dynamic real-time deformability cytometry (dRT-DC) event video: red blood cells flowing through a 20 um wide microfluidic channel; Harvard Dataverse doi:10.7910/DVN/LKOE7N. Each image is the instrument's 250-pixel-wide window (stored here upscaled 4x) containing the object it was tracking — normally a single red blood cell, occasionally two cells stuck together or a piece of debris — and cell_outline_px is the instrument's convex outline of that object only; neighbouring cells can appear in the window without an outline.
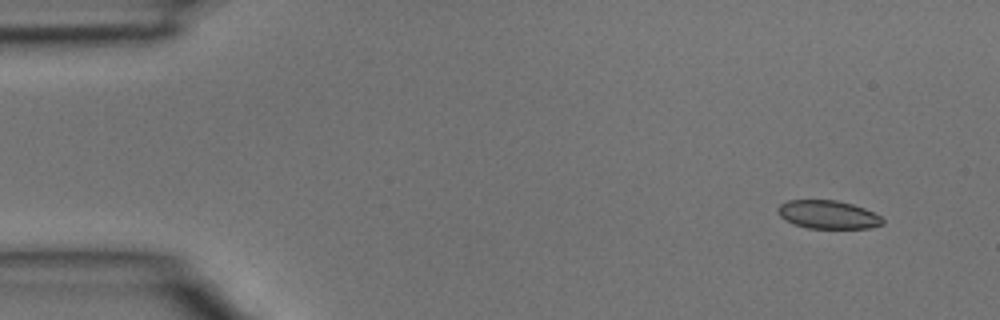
{"species": "common noctule bat (a hibernating species)", "species_latin": "Nyctalus noctula", "temperature_condition": "room temperature", "stored_images_in_passage": 4, "camera_frame_rate_fps": 3000, "um_per_image_px": 0.085, "animal": {"sex": "male", "body_mass_g": 15.6}, "frame": {"image": 1, "passage_image": 1, "time_ms": 0.0, "image_size_px": [1000, 320], "cell_outline_px": [[884, 224], [872, 228], [808, 228], [784, 220], [780, 216], [776, 208], [780, 204], [788, 200], [836, 200], [852, 204], [864, 208], [880, 216], [884, 220]], "centroid_in_image_um": [70.38, 18.24], "position_along_channel_um": 14.6, "area_um2": 17.28}}
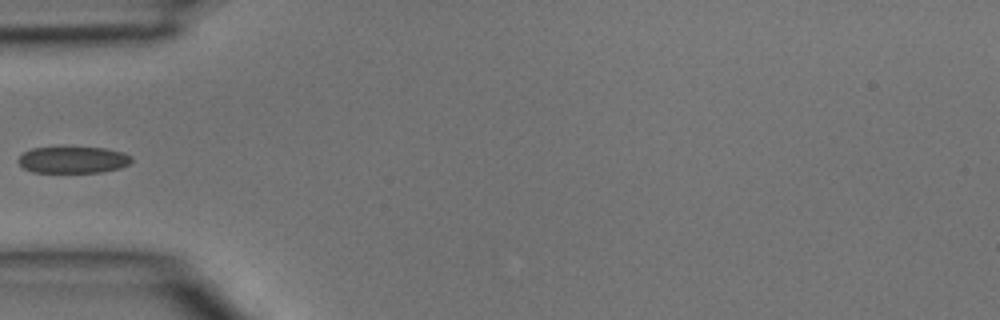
{"frame": {"image": 2, "passage_image": 4, "time_ms": 1.0, "image_size_px": [1000, 320], "cell_outline_px": [[132, 160], [128, 164], [120, 168], [100, 172], [32, 172], [24, 168], [16, 160], [24, 152], [32, 148], [60, 144], [104, 148], [124, 152], [132, 156]], "centroid_in_image_um": [6.18, 13.53], "position_along_channel_um": 78.8, "area_um2": 18.44}}